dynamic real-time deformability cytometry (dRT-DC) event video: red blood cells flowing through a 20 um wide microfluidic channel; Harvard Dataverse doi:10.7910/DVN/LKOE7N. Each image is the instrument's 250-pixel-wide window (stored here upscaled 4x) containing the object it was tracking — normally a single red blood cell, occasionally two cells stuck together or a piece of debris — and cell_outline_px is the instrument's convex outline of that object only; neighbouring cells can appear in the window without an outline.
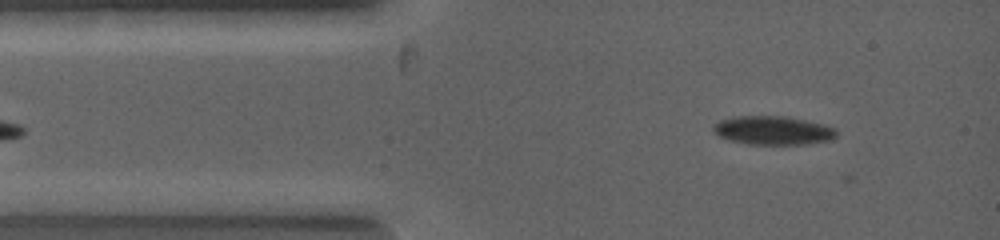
{"species": "common noctule bat (a hibernating species)", "species_latin": "Nyctalus noctula", "temperature_condition": "warm", "stored_images_in_passage": 5, "camera_frame_rate_fps": 5000, "um_per_image_px": 0.085, "animal": {"sex": "female", "body_mass_g": 19.0, "forearm_length_mm": 53.3}, "frame": {"image": 1, "passage_image": 4, "time_ms": 0.6, "image_size_px": [1000, 240], "cell_outline_px": [[836, 136], [832, 140], [808, 144], [748, 144], [732, 140], [720, 136], [712, 132], [712, 124], [720, 120], [732, 116], [788, 116], [824, 124], [836, 128]], "centroid_in_image_um": [65.71, 11.07], "position_along_channel_um": 19.3, "area_um2": 20.81}}